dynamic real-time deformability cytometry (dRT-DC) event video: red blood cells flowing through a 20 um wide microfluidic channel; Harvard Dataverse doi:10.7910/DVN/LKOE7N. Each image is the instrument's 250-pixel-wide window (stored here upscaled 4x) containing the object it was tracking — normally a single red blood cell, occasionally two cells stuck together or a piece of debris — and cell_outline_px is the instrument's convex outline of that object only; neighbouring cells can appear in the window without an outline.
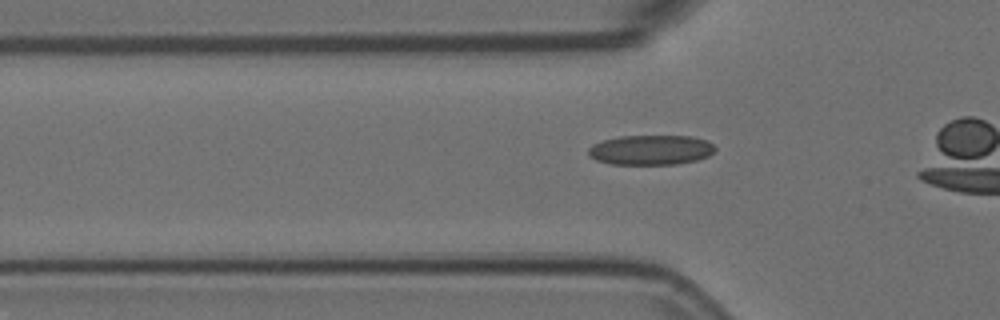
{"species": "Egyptian fruit bat (a non-hibernating species)", "species_latin": "Rousettus aegyptiacus", "temperature_condition": "room temperature", "stored_images_in_passage": 14, "camera_frame_rate_fps": 3000, "um_per_image_px": 0.085, "animal": {"sex": "female"}, "frame": {"image": 1, "passage_image": 11, "time_ms": 3.333, "image_size_px": [1000, 320], "cell_outline_px": [[716, 148], [708, 156], [696, 160], [676, 164], [612, 164], [596, 160], [588, 156], [588, 148], [592, 144], [604, 140], [620, 136], [688, 136], [704, 140], [712, 144]], "centroid_in_image_um": [55.27, 12.75], "position_along_channel_um": 70.5, "area_um2": 21.91}}